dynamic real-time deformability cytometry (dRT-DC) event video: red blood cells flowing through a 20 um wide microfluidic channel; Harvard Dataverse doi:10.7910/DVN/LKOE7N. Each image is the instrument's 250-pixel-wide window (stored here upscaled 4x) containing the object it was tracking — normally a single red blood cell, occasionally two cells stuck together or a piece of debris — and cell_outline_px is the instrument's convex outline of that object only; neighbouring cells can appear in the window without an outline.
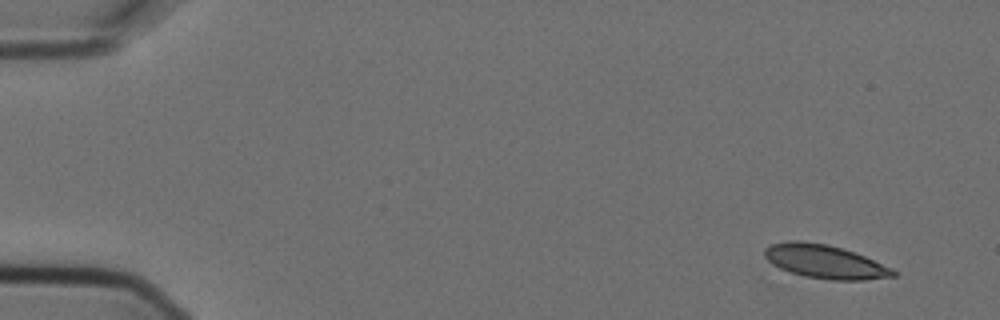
{"species": "Egyptian fruit bat (a non-hibernating species)", "species_latin": "Rousettus aegyptiacus", "temperature_condition": "cold", "stored_images_in_passage": 4, "camera_frame_rate_fps": 3000, "um_per_image_px": 0.085, "animal": {"sex": "female"}, "frame": {"image": 1, "passage_image": 1, "time_ms": 0.0, "image_size_px": [1000, 320], "cell_outline_px": [[900, 272], [896, 276], [864, 280], [832, 280], [804, 276], [780, 268], [772, 264], [764, 256], [764, 248], [772, 244], [788, 240], [800, 240], [824, 244], [844, 248], [864, 256], [892, 268]], "centroid_in_image_um": [70.13, 22.23], "position_along_channel_um": 14.9, "area_um2": 25.2}}
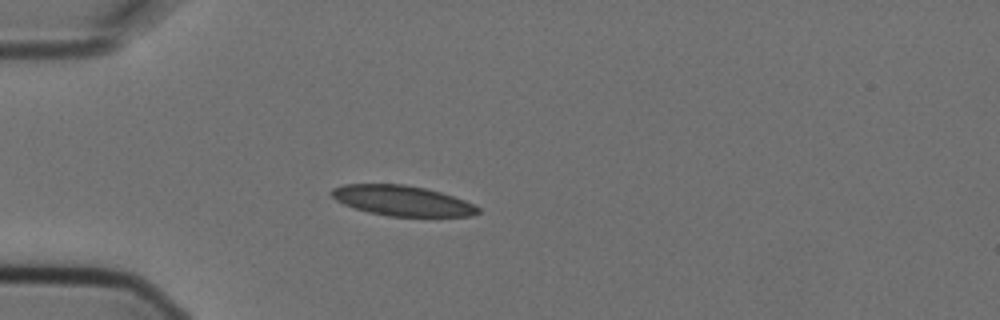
{"frame": {"image": 2, "passage_image": 4, "time_ms": 1.0, "image_size_px": [1000, 320], "cell_outline_px": [[480, 212], [472, 216], [388, 216], [368, 212], [344, 204], [336, 200], [328, 192], [332, 188], [344, 184], [404, 184], [424, 188], [440, 192], [464, 200], [480, 208]], "centroid_in_image_um": [34.16, 17.05], "position_along_channel_um": 50.8, "area_um2": 25.66}}